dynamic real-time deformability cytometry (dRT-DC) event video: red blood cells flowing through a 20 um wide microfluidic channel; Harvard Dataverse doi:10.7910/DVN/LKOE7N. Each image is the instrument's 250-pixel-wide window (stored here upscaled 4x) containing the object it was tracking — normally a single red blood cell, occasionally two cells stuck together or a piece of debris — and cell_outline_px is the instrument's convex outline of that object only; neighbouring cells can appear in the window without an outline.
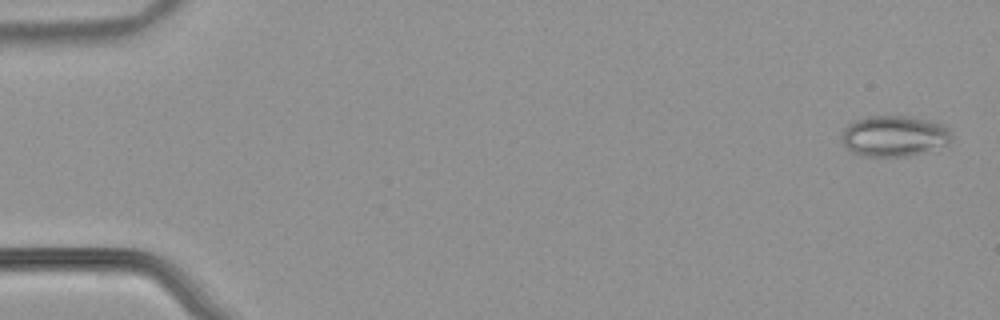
{"species": "common noctule bat (a hibernating species)", "species_latin": "Nyctalus noctula", "temperature_condition": "warm", "stored_images_in_passage": 52, "camera_frame_rate_fps": 3000, "um_per_image_px": 0.085, "animal": {"sex": "male", "body_mass_g": 21.5, "forearm_length_mm": 52.0}, "frame": {"image": 1, "passage_image": 1, "time_ms": 0.0, "image_size_px": [1000, 320], "cell_outline_px": [[952, 136], [948, 144], [908, 156], [864, 156], [852, 152], [844, 144], [840, 136], [844, 128], [848, 124], [856, 120], [868, 116], [904, 116], [932, 120], [948, 128]], "centroid_in_image_um": [75.98, 11.55], "position_along_channel_um": 9.0, "area_um2": 26.01}}
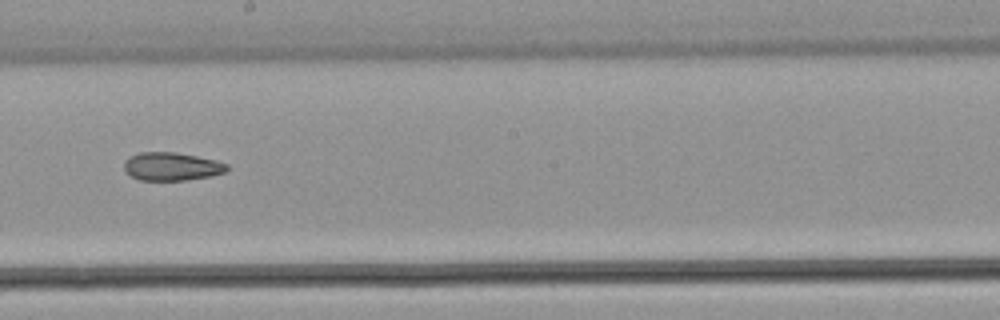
{"frame": {"image": 2, "passage_image": 30, "time_ms": 9.667, "image_size_px": [1000, 320], "cell_outline_px": [[228, 168], [224, 172], [212, 176], [184, 180], [140, 180], [132, 176], [124, 168], [124, 160], [128, 156], [140, 152], [176, 152], [216, 160], [228, 164]], "centroid_in_image_um": [14.58, 14.14], "position_along_channel_um": 233.6, "area_um2": 16.88}}
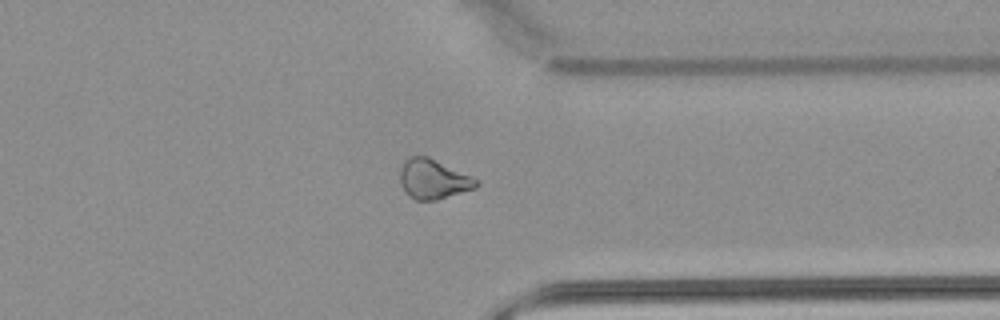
{"frame": {"image": 3, "passage_image": 41, "time_ms": 13.333, "image_size_px": [1000, 320], "cell_outline_px": [[480, 184], [476, 188], [436, 200], [416, 200], [408, 196], [404, 192], [400, 184], [400, 168], [404, 160], [408, 156], [428, 156], [480, 180]], "centroid_in_image_um": [36.81, 15.23], "position_along_channel_um": 374.6, "area_um2": 17.86}}